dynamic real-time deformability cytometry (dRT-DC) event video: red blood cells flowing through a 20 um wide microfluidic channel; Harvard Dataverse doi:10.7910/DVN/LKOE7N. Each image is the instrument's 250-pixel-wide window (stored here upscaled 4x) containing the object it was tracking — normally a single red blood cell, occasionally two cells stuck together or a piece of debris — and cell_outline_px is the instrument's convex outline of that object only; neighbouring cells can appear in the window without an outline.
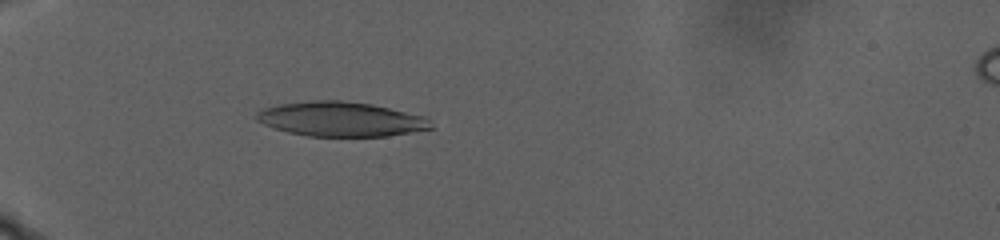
{"species": "human", "species_latin": "Homo sapiens", "temperature_condition": "warm", "stored_images_in_passage": 108, "camera_frame_rate_fps": 3000, "um_per_image_px": 0.085, "donor": {"sex": "male"}, "frame": {"image": 1, "passage_image": 39, "time_ms": 12.667, "image_size_px": [1000, 240], "cell_outline_px": [[432, 128], [412, 132], [388, 136], [308, 136], [288, 132], [264, 124], [256, 120], [256, 112], [260, 108], [276, 104], [312, 100], [340, 100], [372, 104], [428, 116]], "centroid_in_image_um": [28.97, 10.11], "position_along_channel_um": 56.0, "area_um2": 35.43}}
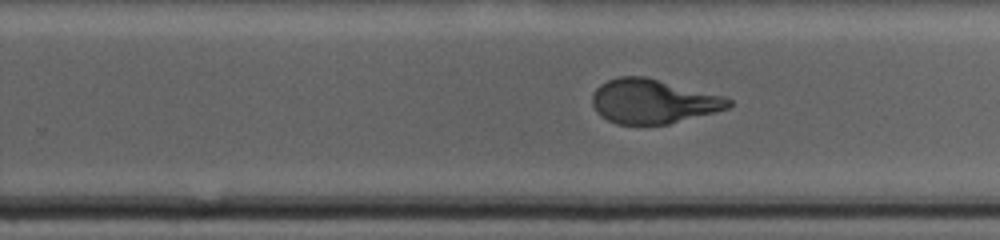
{"frame": {"image": 2, "passage_image": 75, "time_ms": 24.667, "image_size_px": [1000, 240], "cell_outline_px": [[732, 104], [728, 108], [668, 124], [616, 124], [600, 116], [596, 112], [592, 104], [592, 92], [600, 84], [608, 80], [620, 76], [644, 76], [728, 96], [732, 100]], "centroid_in_image_um": [55.51, 8.6], "position_along_channel_um": 274.3, "area_um2": 35.43}}
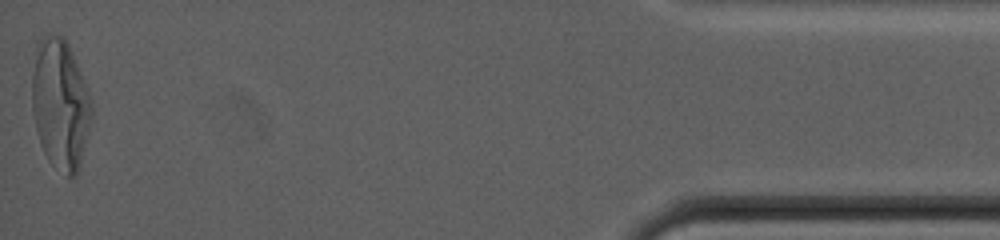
{"frame": {"image": 3, "passage_image": 108, "time_ms": 35.667, "image_size_px": [1000, 240], "cell_outline_px": [[92, 116], [80, 168], [76, 176], [68, 176], [52, 164], [48, 160], [40, 144], [36, 132], [32, 108], [32, 72], [36, 40], [48, 32], [64, 36], [68, 44], [92, 100]], "centroid_in_image_um": [5.11, 8.82], "position_along_channel_um": 430.1, "area_um2": 45.72}, "authors_computed_cell_mechanics": {"area_um2": 37.1943, "velocity_mm_per_s": 2.0624, "shape_relaxation_time_tau1_ms": null, "shape_relaxation_time_tau2_ms": 1.5736, "deformation_change_tau1": null, "deformation_change_tau2": 0.084}}